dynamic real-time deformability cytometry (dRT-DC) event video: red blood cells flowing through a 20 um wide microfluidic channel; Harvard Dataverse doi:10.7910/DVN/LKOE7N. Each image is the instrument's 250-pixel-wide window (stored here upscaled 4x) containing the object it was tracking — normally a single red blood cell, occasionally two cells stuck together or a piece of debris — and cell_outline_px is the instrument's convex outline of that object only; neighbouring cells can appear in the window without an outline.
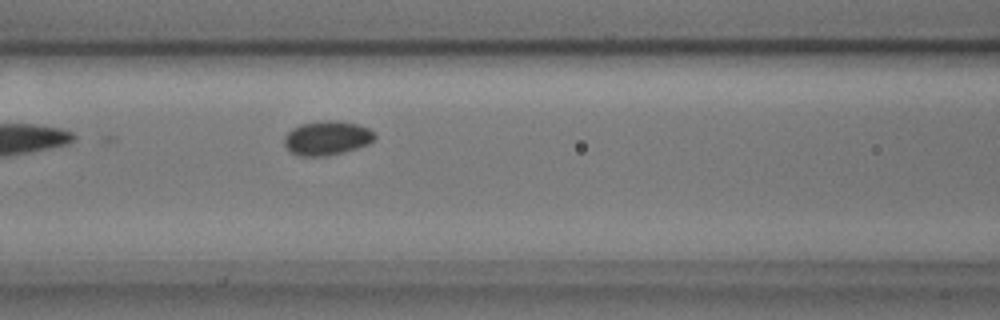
{"species": "common noctule bat (a hibernating species)", "species_latin": "Nyctalus noctula", "temperature_condition": "cold", "stored_images_in_passage": 5, "camera_frame_rate_fps": 3000, "um_per_image_px": 0.085, "animal": {"sex": "male", "body_mass_g": 17.9, "forearm_length_mm": 54.2}, "frame": {"image": 1, "passage_image": 5, "time_ms": 1.333, "image_size_px": [1000, 320], "cell_outline_px": [[376, 136], [368, 144], [344, 152], [328, 156], [300, 156], [292, 152], [284, 144], [284, 136], [292, 128], [300, 124], [324, 120], [336, 120], [356, 124], [368, 128]], "centroid_in_image_um": [27.77, 11.73], "position_along_channel_um": 138.8, "area_um2": 17.92}}